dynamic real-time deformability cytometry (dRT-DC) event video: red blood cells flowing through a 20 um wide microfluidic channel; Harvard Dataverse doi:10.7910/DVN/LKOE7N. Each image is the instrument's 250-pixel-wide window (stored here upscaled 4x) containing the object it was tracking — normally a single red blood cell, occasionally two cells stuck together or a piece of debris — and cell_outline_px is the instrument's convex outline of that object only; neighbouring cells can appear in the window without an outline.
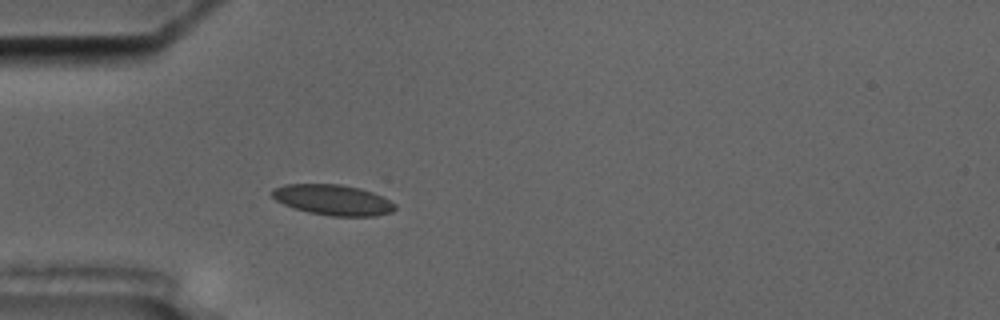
{"species": "common noctule bat (a hibernating species)", "species_latin": "Nyctalus noctula", "temperature_condition": "cold", "stored_images_in_passage": 3, "camera_frame_rate_fps": 3000, "um_per_image_px": 0.085, "animal": {"sex": "male", "body_mass_g": 17.5, "forearm_length_mm": 52.3}, "frame": {"image": 1, "passage_image": 3, "time_ms": 2.333, "image_size_px": [1000, 320], "cell_outline_px": [[396, 208], [392, 212], [376, 216], [332, 216], [308, 212], [284, 204], [276, 200], [272, 196], [272, 188], [284, 184], [340, 184], [360, 188], [372, 192], [396, 204]], "centroid_in_image_um": [28.3, 16.99], "position_along_channel_um": 56.7, "area_um2": 21.79}}